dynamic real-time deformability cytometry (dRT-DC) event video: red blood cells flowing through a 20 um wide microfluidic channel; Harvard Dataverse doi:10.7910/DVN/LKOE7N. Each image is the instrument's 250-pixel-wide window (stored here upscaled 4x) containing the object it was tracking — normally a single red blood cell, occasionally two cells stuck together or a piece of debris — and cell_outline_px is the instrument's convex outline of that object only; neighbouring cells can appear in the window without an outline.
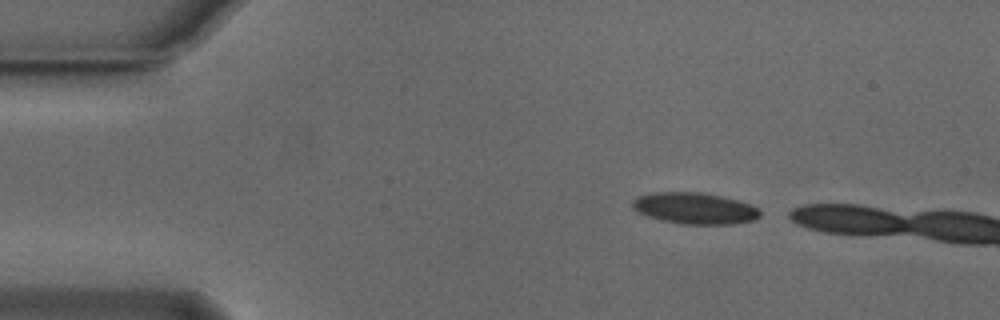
{"species": "Egyptian fruit bat (a non-hibernating species)", "species_latin": "Rousettus aegyptiacus", "temperature_condition": "cold", "stored_images_in_passage": 7, "camera_frame_rate_fps": 3000, "um_per_image_px": 0.085, "animal": {"sex": "male"}, "frame": {"image": 1, "passage_image": 1, "time_ms": 0.0, "image_size_px": [1000, 320], "cell_outline_px": [[760, 216], [756, 220], [732, 224], [684, 224], [660, 220], [636, 212], [632, 208], [632, 200], [636, 196], [652, 192], [700, 192], [720, 196], [736, 200], [748, 204], [756, 208], [760, 212]], "centroid_in_image_um": [58.99, 17.71], "position_along_channel_um": 26.0, "area_um2": 23.35}}